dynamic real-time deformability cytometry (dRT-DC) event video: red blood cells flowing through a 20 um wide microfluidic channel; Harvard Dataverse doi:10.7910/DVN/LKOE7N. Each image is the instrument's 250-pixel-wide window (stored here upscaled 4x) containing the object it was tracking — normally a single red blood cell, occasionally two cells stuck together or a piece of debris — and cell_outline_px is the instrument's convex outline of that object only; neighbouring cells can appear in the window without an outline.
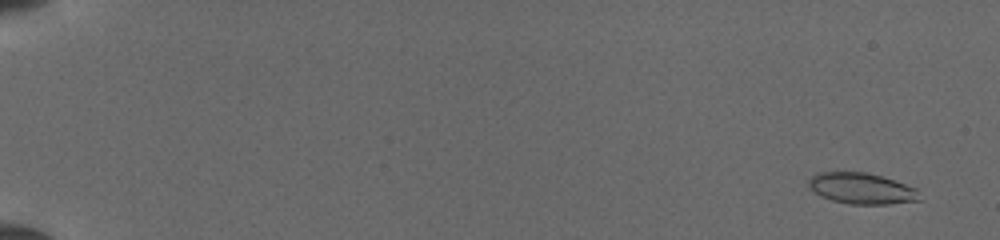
{"species": "common noctule bat (a hibernating species)", "species_latin": "Nyctalus noctula", "temperature_condition": "cold", "stored_images_in_passage": 14, "camera_frame_rate_fps": 3000, "um_per_image_px": 0.085, "animal": {"sex": "female", "body_mass_g": 19.5, "forearm_length_mm": 54.1}, "frame": {"image": 1, "passage_image": 3, "time_ms": 0.667, "image_size_px": [1000, 240], "cell_outline_px": [[920, 200], [888, 204], [848, 204], [832, 200], [820, 196], [808, 184], [808, 180], [816, 172], [864, 172], [880, 176], [916, 188]], "centroid_in_image_um": [73.2, 16.02], "position_along_channel_um": 11.8, "area_um2": 19.77}}